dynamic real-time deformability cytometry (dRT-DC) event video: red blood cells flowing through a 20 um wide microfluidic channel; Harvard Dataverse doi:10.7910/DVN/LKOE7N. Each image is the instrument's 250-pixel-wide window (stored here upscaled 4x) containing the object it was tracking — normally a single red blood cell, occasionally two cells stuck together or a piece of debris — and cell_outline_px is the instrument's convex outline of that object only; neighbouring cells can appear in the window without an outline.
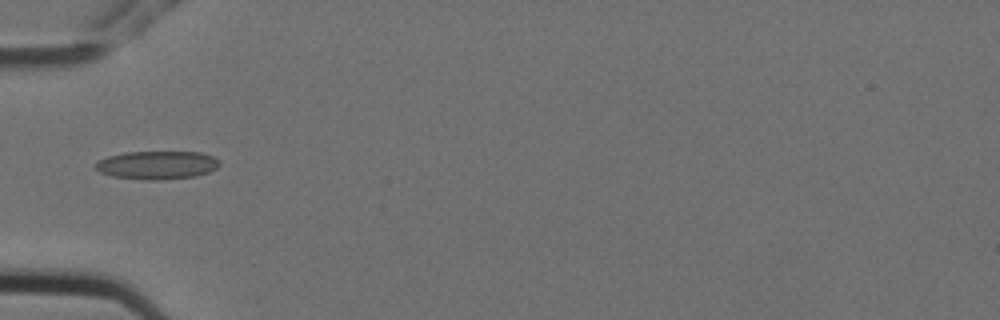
{"species": "Egyptian fruit bat (a non-hibernating species)", "species_latin": "Rousettus aegyptiacus", "temperature_condition": "cold", "stored_images_in_passage": 3, "camera_frame_rate_fps": 3000, "um_per_image_px": 0.085, "animal": {"sex": "female"}, "frame": {"image": 1, "passage_image": 1, "time_ms": 0.0, "image_size_px": [1000, 320], "cell_outline_px": [[220, 164], [216, 168], [208, 172], [196, 176], [160, 180], [148, 180], [112, 176], [100, 172], [96, 168], [96, 164], [100, 160], [108, 156], [124, 152], [200, 152], [212, 156], [220, 160]], "centroid_in_image_um": [13.38, 14.03], "position_along_channel_um": 71.6, "area_um2": 20.35}}
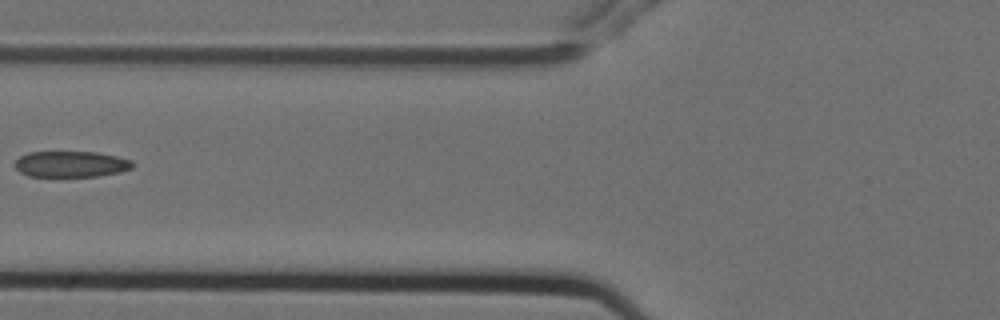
{"frame": {"image": 2, "passage_image": 2, "time_ms": 0.333, "image_size_px": [1000, 320], "cell_outline_px": [[132, 168], [120, 172], [100, 176], [28, 176], [20, 172], [16, 168], [16, 160], [20, 156], [28, 152], [96, 152], [116, 156], [132, 160]], "centroid_in_image_um": [6.04, 13.95], "position_along_channel_um": 119.8, "area_um2": 17.74}}
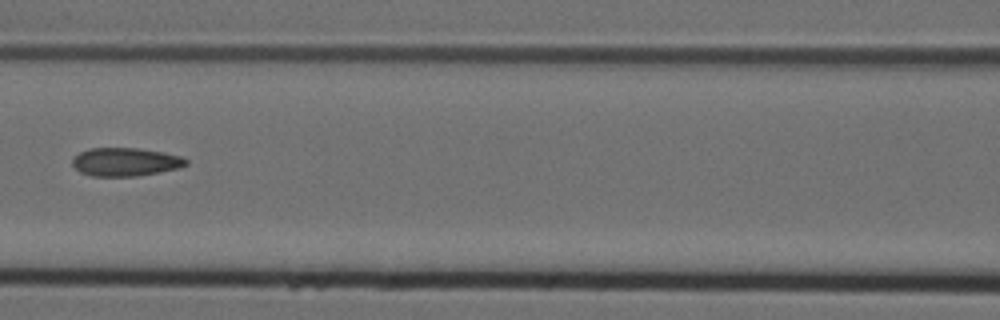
{"frame": {"image": 3, "passage_image": 3, "time_ms": 0.667, "image_size_px": [1000, 320], "cell_outline_px": [[188, 164], [180, 168], [136, 176], [92, 176], [80, 172], [72, 164], [72, 156], [88, 148], [136, 148], [164, 152], [184, 156], [188, 160]], "centroid_in_image_um": [10.67, 13.75], "position_along_channel_um": 155.9, "area_um2": 18.96}}